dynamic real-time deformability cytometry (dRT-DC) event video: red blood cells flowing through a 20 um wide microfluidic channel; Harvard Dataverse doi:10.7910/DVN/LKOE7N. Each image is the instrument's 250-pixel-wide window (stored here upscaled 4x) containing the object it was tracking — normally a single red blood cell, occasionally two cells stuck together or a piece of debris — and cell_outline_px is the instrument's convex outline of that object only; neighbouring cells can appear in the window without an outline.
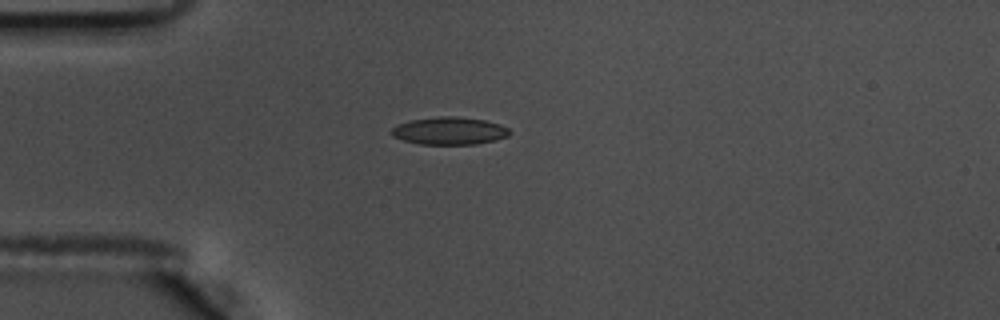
{"species": "common noctule bat (a hibernating species)", "species_latin": "Nyctalus noctula", "temperature_condition": "warm", "stored_images_in_passage": 42, "camera_frame_rate_fps": 3000, "um_per_image_px": 0.085, "animal": {"sex": "male", "body_mass_g": 17.5, "forearm_length_mm": 52.3}, "frame": {"image": 1, "passage_image": 1, "time_ms": 0.0, "image_size_px": [1000, 320], "cell_outline_px": [[512, 132], [508, 136], [496, 140], [476, 144], [420, 144], [404, 140], [392, 136], [392, 128], [400, 124], [412, 120], [440, 116], [452, 116], [484, 120], [500, 124], [508, 128]], "centroid_in_image_um": [38.25, 11.13], "position_along_channel_um": 46.8, "area_um2": 18.79}}
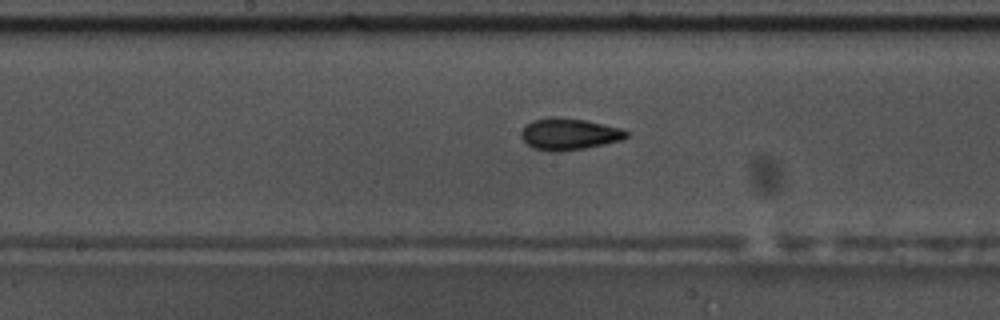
{"frame": {"image": 2, "passage_image": 15, "time_ms": 4.667, "image_size_px": [1000, 320], "cell_outline_px": [[628, 136], [620, 140], [604, 144], [584, 148], [560, 152], [548, 152], [532, 148], [520, 136], [520, 132], [532, 120], [552, 116], [560, 116], [584, 120], [620, 128], [628, 132]], "centroid_in_image_um": [48.33, 11.4], "position_along_channel_um": 199.9, "area_um2": 19.42}}
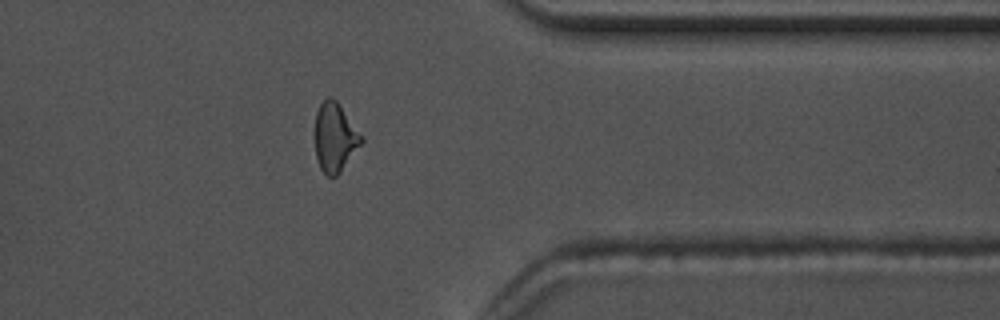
{"frame": {"image": 3, "passage_image": 31, "time_ms": 10.0, "image_size_px": [1000, 320], "cell_outline_px": [[364, 140], [340, 172], [336, 176], [328, 176], [320, 168], [316, 156], [316, 112], [320, 104], [328, 96], [332, 96], [336, 100]], "centroid_in_image_um": [28.45, 11.67], "position_along_channel_um": 382.9, "area_um2": 18.09}, "authors_computed_cell_mechanics": {"area_um2": 18.785, "velocity_mm_per_s": 3.6315, "shape_relaxation_time_tau1_ms": 4.6435, "shape_relaxation_time_tau2_ms": 1.7642, "deformation_change_tau1": 0.1325, "deformation_change_tau2": 0.0776}}